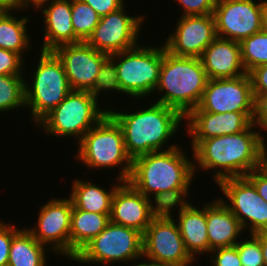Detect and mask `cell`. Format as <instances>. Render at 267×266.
I'll return each mask as SVG.
<instances>
[{
    "label": "cell",
    "instance_id": "31",
    "mask_svg": "<svg viewBox=\"0 0 267 266\" xmlns=\"http://www.w3.org/2000/svg\"><path fill=\"white\" fill-rule=\"evenodd\" d=\"M190 188H180L168 191L159 192L154 195L153 204L150 200V213L153 218H174L171 215V210L174 207L179 206V213L185 209L190 203L185 200L188 195Z\"/></svg>",
    "mask_w": 267,
    "mask_h": 266
},
{
    "label": "cell",
    "instance_id": "22",
    "mask_svg": "<svg viewBox=\"0 0 267 266\" xmlns=\"http://www.w3.org/2000/svg\"><path fill=\"white\" fill-rule=\"evenodd\" d=\"M242 231L244 229L236 216L220 199L207 203L209 253L217 248L235 246Z\"/></svg>",
    "mask_w": 267,
    "mask_h": 266
},
{
    "label": "cell",
    "instance_id": "2",
    "mask_svg": "<svg viewBox=\"0 0 267 266\" xmlns=\"http://www.w3.org/2000/svg\"><path fill=\"white\" fill-rule=\"evenodd\" d=\"M108 113L121 126L125 149L132 160L154 151H163L184 119L177 110L156 101L152 106L133 113L112 109Z\"/></svg>",
    "mask_w": 267,
    "mask_h": 266
},
{
    "label": "cell",
    "instance_id": "41",
    "mask_svg": "<svg viewBox=\"0 0 267 266\" xmlns=\"http://www.w3.org/2000/svg\"><path fill=\"white\" fill-rule=\"evenodd\" d=\"M253 123L267 131V94H260L255 99Z\"/></svg>",
    "mask_w": 267,
    "mask_h": 266
},
{
    "label": "cell",
    "instance_id": "13",
    "mask_svg": "<svg viewBox=\"0 0 267 266\" xmlns=\"http://www.w3.org/2000/svg\"><path fill=\"white\" fill-rule=\"evenodd\" d=\"M143 258L177 266H188L195 260L186 250L173 218H153L143 233Z\"/></svg>",
    "mask_w": 267,
    "mask_h": 266
},
{
    "label": "cell",
    "instance_id": "32",
    "mask_svg": "<svg viewBox=\"0 0 267 266\" xmlns=\"http://www.w3.org/2000/svg\"><path fill=\"white\" fill-rule=\"evenodd\" d=\"M122 92L118 79V72L114 60L109 56L102 64L100 72L95 80V85L89 91L98 100L101 91Z\"/></svg>",
    "mask_w": 267,
    "mask_h": 266
},
{
    "label": "cell",
    "instance_id": "47",
    "mask_svg": "<svg viewBox=\"0 0 267 266\" xmlns=\"http://www.w3.org/2000/svg\"><path fill=\"white\" fill-rule=\"evenodd\" d=\"M0 6H15L13 0H0Z\"/></svg>",
    "mask_w": 267,
    "mask_h": 266
},
{
    "label": "cell",
    "instance_id": "39",
    "mask_svg": "<svg viewBox=\"0 0 267 266\" xmlns=\"http://www.w3.org/2000/svg\"><path fill=\"white\" fill-rule=\"evenodd\" d=\"M255 187L258 194L267 202V170L262 166L245 176Z\"/></svg>",
    "mask_w": 267,
    "mask_h": 266
},
{
    "label": "cell",
    "instance_id": "40",
    "mask_svg": "<svg viewBox=\"0 0 267 266\" xmlns=\"http://www.w3.org/2000/svg\"><path fill=\"white\" fill-rule=\"evenodd\" d=\"M90 5L100 16L118 10L124 5V0H82Z\"/></svg>",
    "mask_w": 267,
    "mask_h": 266
},
{
    "label": "cell",
    "instance_id": "21",
    "mask_svg": "<svg viewBox=\"0 0 267 266\" xmlns=\"http://www.w3.org/2000/svg\"><path fill=\"white\" fill-rule=\"evenodd\" d=\"M47 2H50L49 5ZM35 8H41L45 18L42 51H53L64 44L81 42L75 36L72 26L71 0H45Z\"/></svg>",
    "mask_w": 267,
    "mask_h": 266
},
{
    "label": "cell",
    "instance_id": "42",
    "mask_svg": "<svg viewBox=\"0 0 267 266\" xmlns=\"http://www.w3.org/2000/svg\"><path fill=\"white\" fill-rule=\"evenodd\" d=\"M260 244L264 259V266H267V232H260Z\"/></svg>",
    "mask_w": 267,
    "mask_h": 266
},
{
    "label": "cell",
    "instance_id": "46",
    "mask_svg": "<svg viewBox=\"0 0 267 266\" xmlns=\"http://www.w3.org/2000/svg\"><path fill=\"white\" fill-rule=\"evenodd\" d=\"M148 266H177V265L149 260Z\"/></svg>",
    "mask_w": 267,
    "mask_h": 266
},
{
    "label": "cell",
    "instance_id": "30",
    "mask_svg": "<svg viewBox=\"0 0 267 266\" xmlns=\"http://www.w3.org/2000/svg\"><path fill=\"white\" fill-rule=\"evenodd\" d=\"M26 106L23 75H0V112Z\"/></svg>",
    "mask_w": 267,
    "mask_h": 266
},
{
    "label": "cell",
    "instance_id": "17",
    "mask_svg": "<svg viewBox=\"0 0 267 266\" xmlns=\"http://www.w3.org/2000/svg\"><path fill=\"white\" fill-rule=\"evenodd\" d=\"M179 19L173 35L165 39L166 51L175 56L200 58L217 37L213 14L181 15Z\"/></svg>",
    "mask_w": 267,
    "mask_h": 266
},
{
    "label": "cell",
    "instance_id": "11",
    "mask_svg": "<svg viewBox=\"0 0 267 266\" xmlns=\"http://www.w3.org/2000/svg\"><path fill=\"white\" fill-rule=\"evenodd\" d=\"M217 185L230 204L219 199L236 216L243 229L249 228L250 234L267 232V202L245 176L225 178Z\"/></svg>",
    "mask_w": 267,
    "mask_h": 266
},
{
    "label": "cell",
    "instance_id": "12",
    "mask_svg": "<svg viewBox=\"0 0 267 266\" xmlns=\"http://www.w3.org/2000/svg\"><path fill=\"white\" fill-rule=\"evenodd\" d=\"M195 109L211 113L255 112V98L249 74L226 79H208Z\"/></svg>",
    "mask_w": 267,
    "mask_h": 266
},
{
    "label": "cell",
    "instance_id": "43",
    "mask_svg": "<svg viewBox=\"0 0 267 266\" xmlns=\"http://www.w3.org/2000/svg\"><path fill=\"white\" fill-rule=\"evenodd\" d=\"M45 0H13L14 5L18 6L20 8H27L28 5L30 6V3L33 5V7L37 6L39 3L43 2Z\"/></svg>",
    "mask_w": 267,
    "mask_h": 266
},
{
    "label": "cell",
    "instance_id": "27",
    "mask_svg": "<svg viewBox=\"0 0 267 266\" xmlns=\"http://www.w3.org/2000/svg\"><path fill=\"white\" fill-rule=\"evenodd\" d=\"M19 9L20 7L14 6L0 16V48L16 52L22 56L23 51H27L31 44L26 27L29 17L19 19L11 13L12 10Z\"/></svg>",
    "mask_w": 267,
    "mask_h": 266
},
{
    "label": "cell",
    "instance_id": "16",
    "mask_svg": "<svg viewBox=\"0 0 267 266\" xmlns=\"http://www.w3.org/2000/svg\"><path fill=\"white\" fill-rule=\"evenodd\" d=\"M71 199H52L39 210L37 227L27 229L41 244L70 259Z\"/></svg>",
    "mask_w": 267,
    "mask_h": 266
},
{
    "label": "cell",
    "instance_id": "25",
    "mask_svg": "<svg viewBox=\"0 0 267 266\" xmlns=\"http://www.w3.org/2000/svg\"><path fill=\"white\" fill-rule=\"evenodd\" d=\"M119 185L112 186V189L107 192L99 185L92 184L91 181L75 179L69 198L77 209L95 213H111L112 198Z\"/></svg>",
    "mask_w": 267,
    "mask_h": 266
},
{
    "label": "cell",
    "instance_id": "19",
    "mask_svg": "<svg viewBox=\"0 0 267 266\" xmlns=\"http://www.w3.org/2000/svg\"><path fill=\"white\" fill-rule=\"evenodd\" d=\"M149 204V198L128 181H120L112 198L110 221L143 234L153 219Z\"/></svg>",
    "mask_w": 267,
    "mask_h": 266
},
{
    "label": "cell",
    "instance_id": "4",
    "mask_svg": "<svg viewBox=\"0 0 267 266\" xmlns=\"http://www.w3.org/2000/svg\"><path fill=\"white\" fill-rule=\"evenodd\" d=\"M207 80L200 58L172 55L163 45V60L155 91L164 95L157 100L158 103L177 110L185 118L199 104Z\"/></svg>",
    "mask_w": 267,
    "mask_h": 266
},
{
    "label": "cell",
    "instance_id": "3",
    "mask_svg": "<svg viewBox=\"0 0 267 266\" xmlns=\"http://www.w3.org/2000/svg\"><path fill=\"white\" fill-rule=\"evenodd\" d=\"M166 149L132 160V169L127 181L149 199L159 192L191 188L196 163L188 159L177 145L172 144Z\"/></svg>",
    "mask_w": 267,
    "mask_h": 266
},
{
    "label": "cell",
    "instance_id": "9",
    "mask_svg": "<svg viewBox=\"0 0 267 266\" xmlns=\"http://www.w3.org/2000/svg\"><path fill=\"white\" fill-rule=\"evenodd\" d=\"M143 234L136 229L109 222L106 228L72 259L82 264H112L143 258Z\"/></svg>",
    "mask_w": 267,
    "mask_h": 266
},
{
    "label": "cell",
    "instance_id": "18",
    "mask_svg": "<svg viewBox=\"0 0 267 266\" xmlns=\"http://www.w3.org/2000/svg\"><path fill=\"white\" fill-rule=\"evenodd\" d=\"M254 112L211 113L193 109L184 119L192 137V150L203 140L232 135L246 130L252 123Z\"/></svg>",
    "mask_w": 267,
    "mask_h": 266
},
{
    "label": "cell",
    "instance_id": "7",
    "mask_svg": "<svg viewBox=\"0 0 267 266\" xmlns=\"http://www.w3.org/2000/svg\"><path fill=\"white\" fill-rule=\"evenodd\" d=\"M110 57L115 62L122 93L139 99L155 92L163 60V46L136 45Z\"/></svg>",
    "mask_w": 267,
    "mask_h": 266
},
{
    "label": "cell",
    "instance_id": "26",
    "mask_svg": "<svg viewBox=\"0 0 267 266\" xmlns=\"http://www.w3.org/2000/svg\"><path fill=\"white\" fill-rule=\"evenodd\" d=\"M39 243L26 229H20L12 238L9 266H46L47 247Z\"/></svg>",
    "mask_w": 267,
    "mask_h": 266
},
{
    "label": "cell",
    "instance_id": "6",
    "mask_svg": "<svg viewBox=\"0 0 267 266\" xmlns=\"http://www.w3.org/2000/svg\"><path fill=\"white\" fill-rule=\"evenodd\" d=\"M33 84L25 82V107L37 125L72 91L62 62L52 51H41Z\"/></svg>",
    "mask_w": 267,
    "mask_h": 266
},
{
    "label": "cell",
    "instance_id": "23",
    "mask_svg": "<svg viewBox=\"0 0 267 266\" xmlns=\"http://www.w3.org/2000/svg\"><path fill=\"white\" fill-rule=\"evenodd\" d=\"M176 221L186 250L195 255L209 252L207 235V203L201 209L189 204L178 214Z\"/></svg>",
    "mask_w": 267,
    "mask_h": 266
},
{
    "label": "cell",
    "instance_id": "49",
    "mask_svg": "<svg viewBox=\"0 0 267 266\" xmlns=\"http://www.w3.org/2000/svg\"><path fill=\"white\" fill-rule=\"evenodd\" d=\"M134 266H148V261L146 262V259H145L144 262H142V263H138V264H136V265H134Z\"/></svg>",
    "mask_w": 267,
    "mask_h": 266
},
{
    "label": "cell",
    "instance_id": "34",
    "mask_svg": "<svg viewBox=\"0 0 267 266\" xmlns=\"http://www.w3.org/2000/svg\"><path fill=\"white\" fill-rule=\"evenodd\" d=\"M23 60L20 54L0 48V75H23Z\"/></svg>",
    "mask_w": 267,
    "mask_h": 266
},
{
    "label": "cell",
    "instance_id": "14",
    "mask_svg": "<svg viewBox=\"0 0 267 266\" xmlns=\"http://www.w3.org/2000/svg\"><path fill=\"white\" fill-rule=\"evenodd\" d=\"M124 5L116 11L101 16L93 33L86 41L97 51L108 55L131 49L137 45L144 16H128Z\"/></svg>",
    "mask_w": 267,
    "mask_h": 266
},
{
    "label": "cell",
    "instance_id": "33",
    "mask_svg": "<svg viewBox=\"0 0 267 266\" xmlns=\"http://www.w3.org/2000/svg\"><path fill=\"white\" fill-rule=\"evenodd\" d=\"M242 266H264L260 244V232L251 234L249 240L238 241L235 245Z\"/></svg>",
    "mask_w": 267,
    "mask_h": 266
},
{
    "label": "cell",
    "instance_id": "20",
    "mask_svg": "<svg viewBox=\"0 0 267 266\" xmlns=\"http://www.w3.org/2000/svg\"><path fill=\"white\" fill-rule=\"evenodd\" d=\"M200 60L208 79L235 78L247 74L241 60L240 42L216 37Z\"/></svg>",
    "mask_w": 267,
    "mask_h": 266
},
{
    "label": "cell",
    "instance_id": "8",
    "mask_svg": "<svg viewBox=\"0 0 267 266\" xmlns=\"http://www.w3.org/2000/svg\"><path fill=\"white\" fill-rule=\"evenodd\" d=\"M98 106L89 91L72 90L37 126L49 135L78 137L79 142L108 113Z\"/></svg>",
    "mask_w": 267,
    "mask_h": 266
},
{
    "label": "cell",
    "instance_id": "45",
    "mask_svg": "<svg viewBox=\"0 0 267 266\" xmlns=\"http://www.w3.org/2000/svg\"><path fill=\"white\" fill-rule=\"evenodd\" d=\"M263 30L267 31V0H263Z\"/></svg>",
    "mask_w": 267,
    "mask_h": 266
},
{
    "label": "cell",
    "instance_id": "38",
    "mask_svg": "<svg viewBox=\"0 0 267 266\" xmlns=\"http://www.w3.org/2000/svg\"><path fill=\"white\" fill-rule=\"evenodd\" d=\"M253 94L256 99L260 94H267V64L254 68L249 73Z\"/></svg>",
    "mask_w": 267,
    "mask_h": 266
},
{
    "label": "cell",
    "instance_id": "29",
    "mask_svg": "<svg viewBox=\"0 0 267 266\" xmlns=\"http://www.w3.org/2000/svg\"><path fill=\"white\" fill-rule=\"evenodd\" d=\"M101 16L82 0H71V20L75 36L86 42L93 33Z\"/></svg>",
    "mask_w": 267,
    "mask_h": 266
},
{
    "label": "cell",
    "instance_id": "24",
    "mask_svg": "<svg viewBox=\"0 0 267 266\" xmlns=\"http://www.w3.org/2000/svg\"><path fill=\"white\" fill-rule=\"evenodd\" d=\"M110 214L83 211L73 206L70 221V259L106 228L110 222Z\"/></svg>",
    "mask_w": 267,
    "mask_h": 266
},
{
    "label": "cell",
    "instance_id": "44",
    "mask_svg": "<svg viewBox=\"0 0 267 266\" xmlns=\"http://www.w3.org/2000/svg\"><path fill=\"white\" fill-rule=\"evenodd\" d=\"M262 136V152H261V166L267 170V146ZM266 146V147H265Z\"/></svg>",
    "mask_w": 267,
    "mask_h": 266
},
{
    "label": "cell",
    "instance_id": "35",
    "mask_svg": "<svg viewBox=\"0 0 267 266\" xmlns=\"http://www.w3.org/2000/svg\"><path fill=\"white\" fill-rule=\"evenodd\" d=\"M182 7L183 16L213 14L217 0H177Z\"/></svg>",
    "mask_w": 267,
    "mask_h": 266
},
{
    "label": "cell",
    "instance_id": "36",
    "mask_svg": "<svg viewBox=\"0 0 267 266\" xmlns=\"http://www.w3.org/2000/svg\"><path fill=\"white\" fill-rule=\"evenodd\" d=\"M213 266H242L236 246L217 248L210 251Z\"/></svg>",
    "mask_w": 267,
    "mask_h": 266
},
{
    "label": "cell",
    "instance_id": "37",
    "mask_svg": "<svg viewBox=\"0 0 267 266\" xmlns=\"http://www.w3.org/2000/svg\"><path fill=\"white\" fill-rule=\"evenodd\" d=\"M19 231L15 225L0 221V266L8 265L10 246L13 236Z\"/></svg>",
    "mask_w": 267,
    "mask_h": 266
},
{
    "label": "cell",
    "instance_id": "5",
    "mask_svg": "<svg viewBox=\"0 0 267 266\" xmlns=\"http://www.w3.org/2000/svg\"><path fill=\"white\" fill-rule=\"evenodd\" d=\"M77 158L87 167L95 169L112 168L122 164L118 181H127L132 169L121 126L107 113L94 127L87 131L78 142ZM124 163V165H123Z\"/></svg>",
    "mask_w": 267,
    "mask_h": 266
},
{
    "label": "cell",
    "instance_id": "10",
    "mask_svg": "<svg viewBox=\"0 0 267 266\" xmlns=\"http://www.w3.org/2000/svg\"><path fill=\"white\" fill-rule=\"evenodd\" d=\"M213 16L218 37L241 42L263 30V1L217 0Z\"/></svg>",
    "mask_w": 267,
    "mask_h": 266
},
{
    "label": "cell",
    "instance_id": "48",
    "mask_svg": "<svg viewBox=\"0 0 267 266\" xmlns=\"http://www.w3.org/2000/svg\"><path fill=\"white\" fill-rule=\"evenodd\" d=\"M14 6H0V16L3 12L12 9Z\"/></svg>",
    "mask_w": 267,
    "mask_h": 266
},
{
    "label": "cell",
    "instance_id": "28",
    "mask_svg": "<svg viewBox=\"0 0 267 266\" xmlns=\"http://www.w3.org/2000/svg\"><path fill=\"white\" fill-rule=\"evenodd\" d=\"M240 46L241 60L247 73L267 64V31L262 30L243 39Z\"/></svg>",
    "mask_w": 267,
    "mask_h": 266
},
{
    "label": "cell",
    "instance_id": "15",
    "mask_svg": "<svg viewBox=\"0 0 267 266\" xmlns=\"http://www.w3.org/2000/svg\"><path fill=\"white\" fill-rule=\"evenodd\" d=\"M62 62L72 90L90 91L103 62L110 56L87 42L64 44L52 51Z\"/></svg>",
    "mask_w": 267,
    "mask_h": 266
},
{
    "label": "cell",
    "instance_id": "1",
    "mask_svg": "<svg viewBox=\"0 0 267 266\" xmlns=\"http://www.w3.org/2000/svg\"><path fill=\"white\" fill-rule=\"evenodd\" d=\"M254 127L252 123L237 134L203 139L192 151L198 168L216 170L214 180L218 183L225 178L244 177L261 167L262 134Z\"/></svg>",
    "mask_w": 267,
    "mask_h": 266
}]
</instances>
